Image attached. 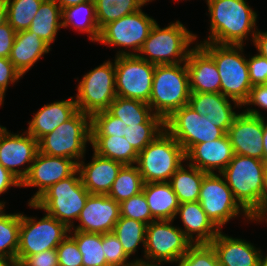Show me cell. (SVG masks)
Returning <instances> with one entry per match:
<instances>
[{
	"instance_id": "cell-35",
	"label": "cell",
	"mask_w": 267,
	"mask_h": 266,
	"mask_svg": "<svg viewBox=\"0 0 267 266\" xmlns=\"http://www.w3.org/2000/svg\"><path fill=\"white\" fill-rule=\"evenodd\" d=\"M98 28L101 29L109 22L120 19L123 16L132 14L148 0H94Z\"/></svg>"
},
{
	"instance_id": "cell-6",
	"label": "cell",
	"mask_w": 267,
	"mask_h": 266,
	"mask_svg": "<svg viewBox=\"0 0 267 266\" xmlns=\"http://www.w3.org/2000/svg\"><path fill=\"white\" fill-rule=\"evenodd\" d=\"M89 195L77 170L70 177L51 185L33 203L28 202V205L44 210L70 229L74 226L73 219H78Z\"/></svg>"
},
{
	"instance_id": "cell-48",
	"label": "cell",
	"mask_w": 267,
	"mask_h": 266,
	"mask_svg": "<svg viewBox=\"0 0 267 266\" xmlns=\"http://www.w3.org/2000/svg\"><path fill=\"white\" fill-rule=\"evenodd\" d=\"M15 36L16 31L8 22L0 26V57H10Z\"/></svg>"
},
{
	"instance_id": "cell-3",
	"label": "cell",
	"mask_w": 267,
	"mask_h": 266,
	"mask_svg": "<svg viewBox=\"0 0 267 266\" xmlns=\"http://www.w3.org/2000/svg\"><path fill=\"white\" fill-rule=\"evenodd\" d=\"M266 164L263 160L234 154L220 173L236 201L251 218L259 214Z\"/></svg>"
},
{
	"instance_id": "cell-57",
	"label": "cell",
	"mask_w": 267,
	"mask_h": 266,
	"mask_svg": "<svg viewBox=\"0 0 267 266\" xmlns=\"http://www.w3.org/2000/svg\"><path fill=\"white\" fill-rule=\"evenodd\" d=\"M0 266H17V264L8 259H0Z\"/></svg>"
},
{
	"instance_id": "cell-45",
	"label": "cell",
	"mask_w": 267,
	"mask_h": 266,
	"mask_svg": "<svg viewBox=\"0 0 267 266\" xmlns=\"http://www.w3.org/2000/svg\"><path fill=\"white\" fill-rule=\"evenodd\" d=\"M21 77L22 74L15 68L9 58L0 57V105L3 104L8 85L17 82Z\"/></svg>"
},
{
	"instance_id": "cell-46",
	"label": "cell",
	"mask_w": 267,
	"mask_h": 266,
	"mask_svg": "<svg viewBox=\"0 0 267 266\" xmlns=\"http://www.w3.org/2000/svg\"><path fill=\"white\" fill-rule=\"evenodd\" d=\"M252 86L267 84V59L257 54L247 59Z\"/></svg>"
},
{
	"instance_id": "cell-18",
	"label": "cell",
	"mask_w": 267,
	"mask_h": 266,
	"mask_svg": "<svg viewBox=\"0 0 267 266\" xmlns=\"http://www.w3.org/2000/svg\"><path fill=\"white\" fill-rule=\"evenodd\" d=\"M78 170V163L64 157L50 156L37 152L21 187H38L29 202L33 203L51 185L66 179Z\"/></svg>"
},
{
	"instance_id": "cell-30",
	"label": "cell",
	"mask_w": 267,
	"mask_h": 266,
	"mask_svg": "<svg viewBox=\"0 0 267 266\" xmlns=\"http://www.w3.org/2000/svg\"><path fill=\"white\" fill-rule=\"evenodd\" d=\"M62 9L55 0H43L28 29L36 33L49 46L62 27ZM60 21V22H59Z\"/></svg>"
},
{
	"instance_id": "cell-26",
	"label": "cell",
	"mask_w": 267,
	"mask_h": 266,
	"mask_svg": "<svg viewBox=\"0 0 267 266\" xmlns=\"http://www.w3.org/2000/svg\"><path fill=\"white\" fill-rule=\"evenodd\" d=\"M77 111L76 101L73 97L44 105L29 121L26 132L38 141L41 137L53 132L59 125L69 120Z\"/></svg>"
},
{
	"instance_id": "cell-21",
	"label": "cell",
	"mask_w": 267,
	"mask_h": 266,
	"mask_svg": "<svg viewBox=\"0 0 267 266\" xmlns=\"http://www.w3.org/2000/svg\"><path fill=\"white\" fill-rule=\"evenodd\" d=\"M196 44L186 60L190 92L221 93V79L213 58Z\"/></svg>"
},
{
	"instance_id": "cell-44",
	"label": "cell",
	"mask_w": 267,
	"mask_h": 266,
	"mask_svg": "<svg viewBox=\"0 0 267 266\" xmlns=\"http://www.w3.org/2000/svg\"><path fill=\"white\" fill-rule=\"evenodd\" d=\"M59 266H83V255L70 234L56 248Z\"/></svg>"
},
{
	"instance_id": "cell-37",
	"label": "cell",
	"mask_w": 267,
	"mask_h": 266,
	"mask_svg": "<svg viewBox=\"0 0 267 266\" xmlns=\"http://www.w3.org/2000/svg\"><path fill=\"white\" fill-rule=\"evenodd\" d=\"M72 233H74L72 235ZM83 255V266H108L102 246V234L69 230Z\"/></svg>"
},
{
	"instance_id": "cell-27",
	"label": "cell",
	"mask_w": 267,
	"mask_h": 266,
	"mask_svg": "<svg viewBox=\"0 0 267 266\" xmlns=\"http://www.w3.org/2000/svg\"><path fill=\"white\" fill-rule=\"evenodd\" d=\"M178 214L184 225L181 230L192 244L211 243L220 231L207 217L199 201L179 204L176 216Z\"/></svg>"
},
{
	"instance_id": "cell-34",
	"label": "cell",
	"mask_w": 267,
	"mask_h": 266,
	"mask_svg": "<svg viewBox=\"0 0 267 266\" xmlns=\"http://www.w3.org/2000/svg\"><path fill=\"white\" fill-rule=\"evenodd\" d=\"M0 207V259H8L17 264V251L21 213L6 214Z\"/></svg>"
},
{
	"instance_id": "cell-58",
	"label": "cell",
	"mask_w": 267,
	"mask_h": 266,
	"mask_svg": "<svg viewBox=\"0 0 267 266\" xmlns=\"http://www.w3.org/2000/svg\"><path fill=\"white\" fill-rule=\"evenodd\" d=\"M259 266H267V254L266 256H264L263 253L261 252L259 259Z\"/></svg>"
},
{
	"instance_id": "cell-14",
	"label": "cell",
	"mask_w": 267,
	"mask_h": 266,
	"mask_svg": "<svg viewBox=\"0 0 267 266\" xmlns=\"http://www.w3.org/2000/svg\"><path fill=\"white\" fill-rule=\"evenodd\" d=\"M164 128L183 147L185 153L193 145L210 142L226 134L188 105L175 110L164 120Z\"/></svg>"
},
{
	"instance_id": "cell-31",
	"label": "cell",
	"mask_w": 267,
	"mask_h": 266,
	"mask_svg": "<svg viewBox=\"0 0 267 266\" xmlns=\"http://www.w3.org/2000/svg\"><path fill=\"white\" fill-rule=\"evenodd\" d=\"M70 25L80 32L88 33L91 41H98L100 29L97 24L94 0L85 1L62 10V27L66 28Z\"/></svg>"
},
{
	"instance_id": "cell-13",
	"label": "cell",
	"mask_w": 267,
	"mask_h": 266,
	"mask_svg": "<svg viewBox=\"0 0 267 266\" xmlns=\"http://www.w3.org/2000/svg\"><path fill=\"white\" fill-rule=\"evenodd\" d=\"M155 23L156 21L152 17H149L139 9L103 26L100 29L97 42L110 47L132 48L135 51L133 53V51L127 52L122 49L116 53V56L137 55Z\"/></svg>"
},
{
	"instance_id": "cell-25",
	"label": "cell",
	"mask_w": 267,
	"mask_h": 266,
	"mask_svg": "<svg viewBox=\"0 0 267 266\" xmlns=\"http://www.w3.org/2000/svg\"><path fill=\"white\" fill-rule=\"evenodd\" d=\"M188 106L198 114L205 116L225 133L239 115L233 111L229 97L221 93H190Z\"/></svg>"
},
{
	"instance_id": "cell-7",
	"label": "cell",
	"mask_w": 267,
	"mask_h": 266,
	"mask_svg": "<svg viewBox=\"0 0 267 266\" xmlns=\"http://www.w3.org/2000/svg\"><path fill=\"white\" fill-rule=\"evenodd\" d=\"M184 161L186 156L183 147L164 130L138 153L136 166L144 184L169 182Z\"/></svg>"
},
{
	"instance_id": "cell-43",
	"label": "cell",
	"mask_w": 267,
	"mask_h": 266,
	"mask_svg": "<svg viewBox=\"0 0 267 266\" xmlns=\"http://www.w3.org/2000/svg\"><path fill=\"white\" fill-rule=\"evenodd\" d=\"M102 246L108 266H132L136 263L128 261L129 256L113 232L102 234Z\"/></svg>"
},
{
	"instance_id": "cell-11",
	"label": "cell",
	"mask_w": 267,
	"mask_h": 266,
	"mask_svg": "<svg viewBox=\"0 0 267 266\" xmlns=\"http://www.w3.org/2000/svg\"><path fill=\"white\" fill-rule=\"evenodd\" d=\"M40 220L21 213L17 265L27 256L48 249H56L68 236L69 228L56 218L45 213Z\"/></svg>"
},
{
	"instance_id": "cell-16",
	"label": "cell",
	"mask_w": 267,
	"mask_h": 266,
	"mask_svg": "<svg viewBox=\"0 0 267 266\" xmlns=\"http://www.w3.org/2000/svg\"><path fill=\"white\" fill-rule=\"evenodd\" d=\"M201 207L211 222L221 227L241 212L249 221L251 216L240 206L228 187L225 178L216 173H207L202 181L199 199ZM241 210V212H240Z\"/></svg>"
},
{
	"instance_id": "cell-42",
	"label": "cell",
	"mask_w": 267,
	"mask_h": 266,
	"mask_svg": "<svg viewBox=\"0 0 267 266\" xmlns=\"http://www.w3.org/2000/svg\"><path fill=\"white\" fill-rule=\"evenodd\" d=\"M120 217L131 218L147 225L155 220L143 192L120 203Z\"/></svg>"
},
{
	"instance_id": "cell-22",
	"label": "cell",
	"mask_w": 267,
	"mask_h": 266,
	"mask_svg": "<svg viewBox=\"0 0 267 266\" xmlns=\"http://www.w3.org/2000/svg\"><path fill=\"white\" fill-rule=\"evenodd\" d=\"M189 164L206 173H221L234 156L233 148L226 133L210 142L193 145L186 153Z\"/></svg>"
},
{
	"instance_id": "cell-52",
	"label": "cell",
	"mask_w": 267,
	"mask_h": 266,
	"mask_svg": "<svg viewBox=\"0 0 267 266\" xmlns=\"http://www.w3.org/2000/svg\"><path fill=\"white\" fill-rule=\"evenodd\" d=\"M267 211V164L264 176L263 193L259 204V213Z\"/></svg>"
},
{
	"instance_id": "cell-38",
	"label": "cell",
	"mask_w": 267,
	"mask_h": 266,
	"mask_svg": "<svg viewBox=\"0 0 267 266\" xmlns=\"http://www.w3.org/2000/svg\"><path fill=\"white\" fill-rule=\"evenodd\" d=\"M146 227L147 224L127 217H119L115 224L113 233L129 257L137 251L140 243L145 246Z\"/></svg>"
},
{
	"instance_id": "cell-49",
	"label": "cell",
	"mask_w": 267,
	"mask_h": 266,
	"mask_svg": "<svg viewBox=\"0 0 267 266\" xmlns=\"http://www.w3.org/2000/svg\"><path fill=\"white\" fill-rule=\"evenodd\" d=\"M244 105H255L261 109L267 110V84L253 86L248 99L242 106Z\"/></svg>"
},
{
	"instance_id": "cell-1",
	"label": "cell",
	"mask_w": 267,
	"mask_h": 266,
	"mask_svg": "<svg viewBox=\"0 0 267 266\" xmlns=\"http://www.w3.org/2000/svg\"><path fill=\"white\" fill-rule=\"evenodd\" d=\"M210 14V34L204 42L244 45L256 35L257 13L246 0H206Z\"/></svg>"
},
{
	"instance_id": "cell-5",
	"label": "cell",
	"mask_w": 267,
	"mask_h": 266,
	"mask_svg": "<svg viewBox=\"0 0 267 266\" xmlns=\"http://www.w3.org/2000/svg\"><path fill=\"white\" fill-rule=\"evenodd\" d=\"M196 38L179 20L165 28L155 23L137 56L155 65L183 63Z\"/></svg>"
},
{
	"instance_id": "cell-33",
	"label": "cell",
	"mask_w": 267,
	"mask_h": 266,
	"mask_svg": "<svg viewBox=\"0 0 267 266\" xmlns=\"http://www.w3.org/2000/svg\"><path fill=\"white\" fill-rule=\"evenodd\" d=\"M93 151L98 155L121 162L124 165H136L138 153L124 137L91 136Z\"/></svg>"
},
{
	"instance_id": "cell-50",
	"label": "cell",
	"mask_w": 267,
	"mask_h": 266,
	"mask_svg": "<svg viewBox=\"0 0 267 266\" xmlns=\"http://www.w3.org/2000/svg\"><path fill=\"white\" fill-rule=\"evenodd\" d=\"M11 186L21 187V182L0 164V195ZM4 206L5 202L0 201V207Z\"/></svg>"
},
{
	"instance_id": "cell-39",
	"label": "cell",
	"mask_w": 267,
	"mask_h": 266,
	"mask_svg": "<svg viewBox=\"0 0 267 266\" xmlns=\"http://www.w3.org/2000/svg\"><path fill=\"white\" fill-rule=\"evenodd\" d=\"M107 111L123 122H146L154 113L148 103L117 96Z\"/></svg>"
},
{
	"instance_id": "cell-40",
	"label": "cell",
	"mask_w": 267,
	"mask_h": 266,
	"mask_svg": "<svg viewBox=\"0 0 267 266\" xmlns=\"http://www.w3.org/2000/svg\"><path fill=\"white\" fill-rule=\"evenodd\" d=\"M7 22L16 31L28 30L43 0H5Z\"/></svg>"
},
{
	"instance_id": "cell-29",
	"label": "cell",
	"mask_w": 267,
	"mask_h": 266,
	"mask_svg": "<svg viewBox=\"0 0 267 266\" xmlns=\"http://www.w3.org/2000/svg\"><path fill=\"white\" fill-rule=\"evenodd\" d=\"M142 192L155 220H174L179 201L169 182L145 183Z\"/></svg>"
},
{
	"instance_id": "cell-9",
	"label": "cell",
	"mask_w": 267,
	"mask_h": 266,
	"mask_svg": "<svg viewBox=\"0 0 267 266\" xmlns=\"http://www.w3.org/2000/svg\"><path fill=\"white\" fill-rule=\"evenodd\" d=\"M173 221L154 220L147 225L144 246L146 259H136V263L160 266L174 263L188 251L192 242L179 227L171 224Z\"/></svg>"
},
{
	"instance_id": "cell-8",
	"label": "cell",
	"mask_w": 267,
	"mask_h": 266,
	"mask_svg": "<svg viewBox=\"0 0 267 266\" xmlns=\"http://www.w3.org/2000/svg\"><path fill=\"white\" fill-rule=\"evenodd\" d=\"M87 142L91 143V116L78 110L69 120L38 140V151L79 163L84 158Z\"/></svg>"
},
{
	"instance_id": "cell-54",
	"label": "cell",
	"mask_w": 267,
	"mask_h": 266,
	"mask_svg": "<svg viewBox=\"0 0 267 266\" xmlns=\"http://www.w3.org/2000/svg\"><path fill=\"white\" fill-rule=\"evenodd\" d=\"M7 23V4L5 0H0V26Z\"/></svg>"
},
{
	"instance_id": "cell-10",
	"label": "cell",
	"mask_w": 267,
	"mask_h": 266,
	"mask_svg": "<svg viewBox=\"0 0 267 266\" xmlns=\"http://www.w3.org/2000/svg\"><path fill=\"white\" fill-rule=\"evenodd\" d=\"M164 130V120L156 114L146 122H123L107 110L91 116V136L124 137L137 153Z\"/></svg>"
},
{
	"instance_id": "cell-24",
	"label": "cell",
	"mask_w": 267,
	"mask_h": 266,
	"mask_svg": "<svg viewBox=\"0 0 267 266\" xmlns=\"http://www.w3.org/2000/svg\"><path fill=\"white\" fill-rule=\"evenodd\" d=\"M220 266H259L261 250L246 240L222 234L221 230L210 243Z\"/></svg>"
},
{
	"instance_id": "cell-23",
	"label": "cell",
	"mask_w": 267,
	"mask_h": 266,
	"mask_svg": "<svg viewBox=\"0 0 267 266\" xmlns=\"http://www.w3.org/2000/svg\"><path fill=\"white\" fill-rule=\"evenodd\" d=\"M123 166L121 162L94 152L91 163L85 164L83 160L78 163V171L82 184L90 194L107 195Z\"/></svg>"
},
{
	"instance_id": "cell-36",
	"label": "cell",
	"mask_w": 267,
	"mask_h": 266,
	"mask_svg": "<svg viewBox=\"0 0 267 266\" xmlns=\"http://www.w3.org/2000/svg\"><path fill=\"white\" fill-rule=\"evenodd\" d=\"M144 182L137 166L124 165L107 194L119 204L142 192Z\"/></svg>"
},
{
	"instance_id": "cell-32",
	"label": "cell",
	"mask_w": 267,
	"mask_h": 266,
	"mask_svg": "<svg viewBox=\"0 0 267 266\" xmlns=\"http://www.w3.org/2000/svg\"><path fill=\"white\" fill-rule=\"evenodd\" d=\"M187 167L188 170L182 164L169 181L180 204L198 201L202 181L207 174L190 164Z\"/></svg>"
},
{
	"instance_id": "cell-4",
	"label": "cell",
	"mask_w": 267,
	"mask_h": 266,
	"mask_svg": "<svg viewBox=\"0 0 267 266\" xmlns=\"http://www.w3.org/2000/svg\"><path fill=\"white\" fill-rule=\"evenodd\" d=\"M190 93L186 62L155 66L148 102L154 114L166 120L175 110L188 105Z\"/></svg>"
},
{
	"instance_id": "cell-47",
	"label": "cell",
	"mask_w": 267,
	"mask_h": 266,
	"mask_svg": "<svg viewBox=\"0 0 267 266\" xmlns=\"http://www.w3.org/2000/svg\"><path fill=\"white\" fill-rule=\"evenodd\" d=\"M17 266H59L56 249L27 256Z\"/></svg>"
},
{
	"instance_id": "cell-20",
	"label": "cell",
	"mask_w": 267,
	"mask_h": 266,
	"mask_svg": "<svg viewBox=\"0 0 267 266\" xmlns=\"http://www.w3.org/2000/svg\"><path fill=\"white\" fill-rule=\"evenodd\" d=\"M120 217V204L108 195L90 194L78 217L74 231L105 234L113 232Z\"/></svg>"
},
{
	"instance_id": "cell-51",
	"label": "cell",
	"mask_w": 267,
	"mask_h": 266,
	"mask_svg": "<svg viewBox=\"0 0 267 266\" xmlns=\"http://www.w3.org/2000/svg\"><path fill=\"white\" fill-rule=\"evenodd\" d=\"M253 44L258 50V54L267 59V31L261 32L257 30L256 35L253 39Z\"/></svg>"
},
{
	"instance_id": "cell-55",
	"label": "cell",
	"mask_w": 267,
	"mask_h": 266,
	"mask_svg": "<svg viewBox=\"0 0 267 266\" xmlns=\"http://www.w3.org/2000/svg\"><path fill=\"white\" fill-rule=\"evenodd\" d=\"M267 121L263 117V161L267 163Z\"/></svg>"
},
{
	"instance_id": "cell-15",
	"label": "cell",
	"mask_w": 267,
	"mask_h": 266,
	"mask_svg": "<svg viewBox=\"0 0 267 266\" xmlns=\"http://www.w3.org/2000/svg\"><path fill=\"white\" fill-rule=\"evenodd\" d=\"M114 61L116 95L148 103L156 65L137 55H119Z\"/></svg>"
},
{
	"instance_id": "cell-28",
	"label": "cell",
	"mask_w": 267,
	"mask_h": 266,
	"mask_svg": "<svg viewBox=\"0 0 267 266\" xmlns=\"http://www.w3.org/2000/svg\"><path fill=\"white\" fill-rule=\"evenodd\" d=\"M50 46L34 32H16L9 60L22 76L31 69L42 55L49 53Z\"/></svg>"
},
{
	"instance_id": "cell-53",
	"label": "cell",
	"mask_w": 267,
	"mask_h": 266,
	"mask_svg": "<svg viewBox=\"0 0 267 266\" xmlns=\"http://www.w3.org/2000/svg\"><path fill=\"white\" fill-rule=\"evenodd\" d=\"M60 8L63 10L64 8L77 5L79 3L90 1V0H55Z\"/></svg>"
},
{
	"instance_id": "cell-41",
	"label": "cell",
	"mask_w": 267,
	"mask_h": 266,
	"mask_svg": "<svg viewBox=\"0 0 267 266\" xmlns=\"http://www.w3.org/2000/svg\"><path fill=\"white\" fill-rule=\"evenodd\" d=\"M177 266H220L216 252L210 243L192 244L178 260Z\"/></svg>"
},
{
	"instance_id": "cell-56",
	"label": "cell",
	"mask_w": 267,
	"mask_h": 266,
	"mask_svg": "<svg viewBox=\"0 0 267 266\" xmlns=\"http://www.w3.org/2000/svg\"><path fill=\"white\" fill-rule=\"evenodd\" d=\"M266 219V220H265ZM259 221V222H261V221H263V220H265L266 221V223H267V211H264V212H262V213H259V214H256L253 218H252V221Z\"/></svg>"
},
{
	"instance_id": "cell-17",
	"label": "cell",
	"mask_w": 267,
	"mask_h": 266,
	"mask_svg": "<svg viewBox=\"0 0 267 266\" xmlns=\"http://www.w3.org/2000/svg\"><path fill=\"white\" fill-rule=\"evenodd\" d=\"M233 152L263 160V116L256 109L239 113L227 132Z\"/></svg>"
},
{
	"instance_id": "cell-2",
	"label": "cell",
	"mask_w": 267,
	"mask_h": 266,
	"mask_svg": "<svg viewBox=\"0 0 267 266\" xmlns=\"http://www.w3.org/2000/svg\"><path fill=\"white\" fill-rule=\"evenodd\" d=\"M214 60L221 79V94L229 97L234 106L242 107L253 87L249 78L247 58L242 54L243 45L199 44ZM243 55V56H242Z\"/></svg>"
},
{
	"instance_id": "cell-59",
	"label": "cell",
	"mask_w": 267,
	"mask_h": 266,
	"mask_svg": "<svg viewBox=\"0 0 267 266\" xmlns=\"http://www.w3.org/2000/svg\"><path fill=\"white\" fill-rule=\"evenodd\" d=\"M132 266H160V265H148V264H143V263H135Z\"/></svg>"
},
{
	"instance_id": "cell-19",
	"label": "cell",
	"mask_w": 267,
	"mask_h": 266,
	"mask_svg": "<svg viewBox=\"0 0 267 266\" xmlns=\"http://www.w3.org/2000/svg\"><path fill=\"white\" fill-rule=\"evenodd\" d=\"M37 152L38 141L29 133L11 134L0 125V164L20 182L28 174ZM26 163H28L27 168L22 170L17 168Z\"/></svg>"
},
{
	"instance_id": "cell-12",
	"label": "cell",
	"mask_w": 267,
	"mask_h": 266,
	"mask_svg": "<svg viewBox=\"0 0 267 266\" xmlns=\"http://www.w3.org/2000/svg\"><path fill=\"white\" fill-rule=\"evenodd\" d=\"M77 109L85 114L105 111L117 97L115 64L106 61L85 75L77 86Z\"/></svg>"
}]
</instances>
